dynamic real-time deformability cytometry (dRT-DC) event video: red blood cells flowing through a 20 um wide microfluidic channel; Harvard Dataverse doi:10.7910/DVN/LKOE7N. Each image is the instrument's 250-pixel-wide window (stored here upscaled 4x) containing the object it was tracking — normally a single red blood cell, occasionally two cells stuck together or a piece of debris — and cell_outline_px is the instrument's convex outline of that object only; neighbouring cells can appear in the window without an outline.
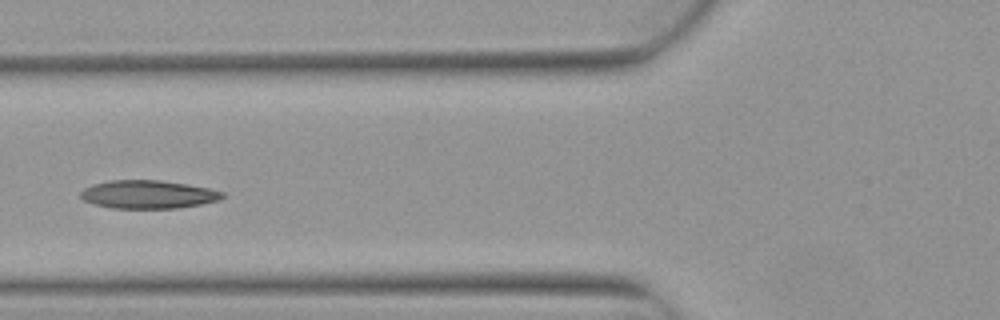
{"species": "Egyptian fruit bat (a non-hibernating species)", "species_latin": "Rousettus aegyptiacus", "temperature_condition": "warm", "stored_images_in_passage": 6, "camera_frame_rate_fps": 3000, "um_per_image_px": 0.085, "animal": {"sex": "female"}, "frame": {"image": 1, "passage_image": 5, "time_ms": 1.333, "image_size_px": [1000, 320], "cell_outline_px": [[224, 196], [220, 200], [200, 204], [176, 208], [112, 208], [92, 204], [84, 200], [80, 196], [80, 192], [84, 188], [92, 184], [108, 180], [160, 180], [208, 188], [224, 192]], "centroid_in_image_um": [12.55, 16.52], "position_along_channel_um": 113.3, "area_um2": 23.29}}
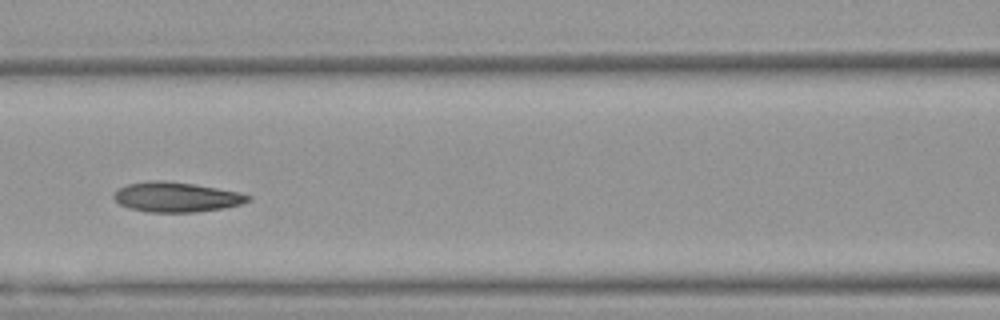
{"frame": {"image": 2, "passage_image": 6, "time_ms": 1.667, "image_size_px": [1000, 320], "cell_outline_px": [[252, 196], [248, 200], [240, 204], [224, 208], [192, 212], [148, 212], [128, 208], [120, 204], [112, 196], [120, 188], [128, 184], [148, 180], [164, 180], [192, 184], [240, 192]], "centroid_in_image_um": [14.97, 16.75], "position_along_channel_um": 151.6, "area_um2": 23.18}}